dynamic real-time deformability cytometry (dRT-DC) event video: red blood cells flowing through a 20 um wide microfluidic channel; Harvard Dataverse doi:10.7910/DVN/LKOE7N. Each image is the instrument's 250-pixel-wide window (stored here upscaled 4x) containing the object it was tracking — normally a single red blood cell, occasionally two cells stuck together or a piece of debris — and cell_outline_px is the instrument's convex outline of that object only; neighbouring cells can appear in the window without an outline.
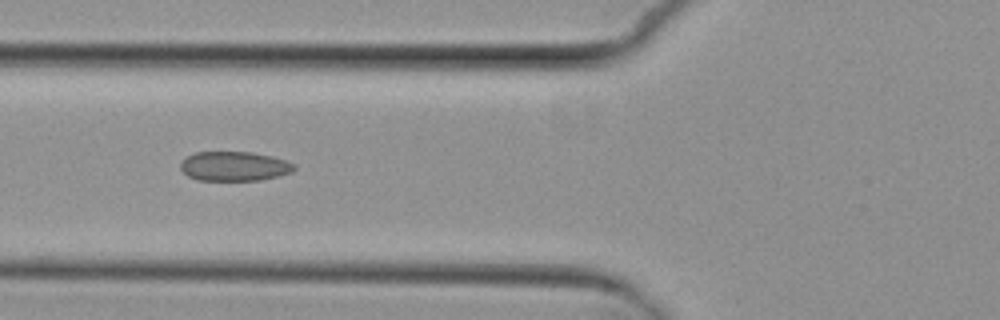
{"species": "common noctule bat (a hibernating species)", "species_latin": "Nyctalus noctula", "temperature_condition": "cold", "stored_images_in_passage": 8, "camera_frame_rate_fps": 3000, "um_per_image_px": 0.085, "animal": {"sex": "female", "body_mass_g": 29.2, "forearm_length_mm": 56.3}, "frame": {"image": 1, "passage_image": 6, "time_ms": 6.667, "image_size_px": [1000, 320], "cell_outline_px": [[296, 168], [292, 172], [260, 180], [196, 180], [188, 176], [180, 168], [180, 164], [188, 156], [196, 152], [252, 152], [272, 156], [296, 164]], "centroid_in_image_um": [19.93, 14.13], "position_along_channel_um": 105.9, "area_um2": 19.42}}
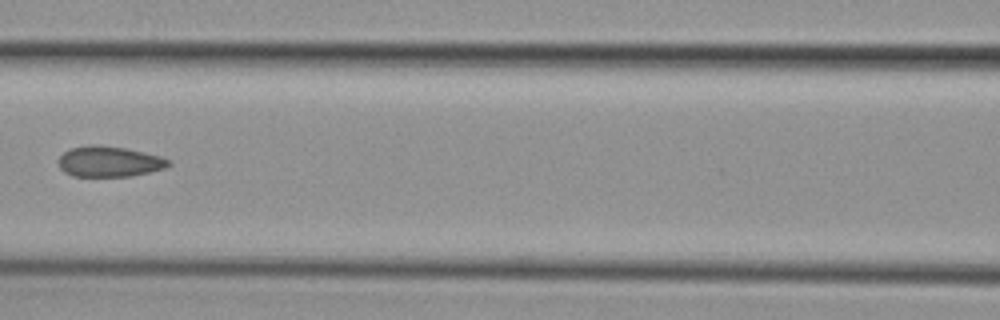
{"frame": {"image": 2, "passage_image": 7, "time_ms": 8.0, "image_size_px": [1000, 320], "cell_outline_px": [[172, 164], [164, 168], [132, 176], [72, 176], [64, 172], [60, 168], [56, 160], [64, 152], [72, 148], [88, 144], [96, 144], [124, 148], [144, 152], [160, 156], [172, 160]], "centroid_in_image_um": [9.27, 13.73], "position_along_channel_um": 157.3, "area_um2": 19.77}}
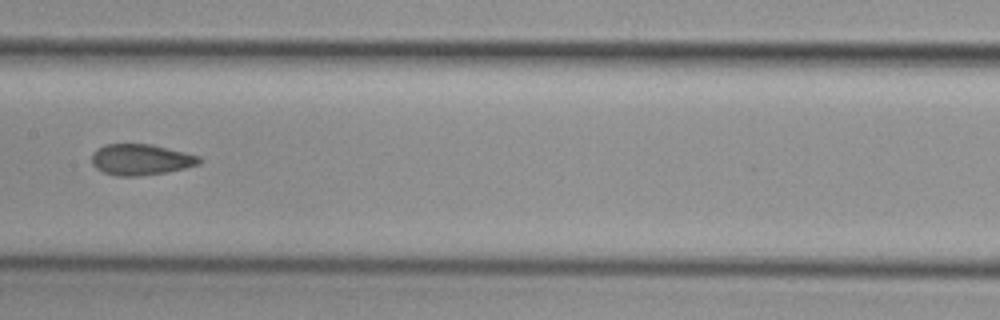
{"frame": {"image": 3, "passage_image": 8, "time_ms": 9.0, "image_size_px": [1000, 320], "cell_outline_px": [[200, 164], [168, 172], [140, 176], [116, 176], [104, 172], [96, 168], [92, 164], [92, 152], [96, 148], [104, 144], [152, 144], [200, 156]], "centroid_in_image_um": [11.94, 13.56], "position_along_channel_um": 195.5, "area_um2": 19.54}}